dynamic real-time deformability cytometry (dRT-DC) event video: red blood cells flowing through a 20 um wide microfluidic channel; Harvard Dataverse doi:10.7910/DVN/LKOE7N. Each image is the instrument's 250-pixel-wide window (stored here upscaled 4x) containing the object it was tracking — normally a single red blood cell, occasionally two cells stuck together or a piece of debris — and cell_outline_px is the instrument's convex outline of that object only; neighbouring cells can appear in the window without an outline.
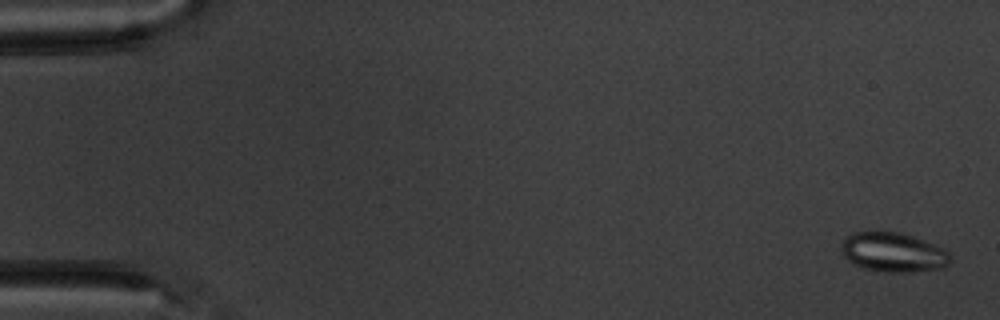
{"species": "common noctule bat (a hibernating species)", "species_latin": "Nyctalus noctula", "temperature_condition": "warm", "stored_images_in_passage": 5, "camera_frame_rate_fps": 3000, "um_per_image_px": 0.085, "animal": {"sex": "male", "body_mass_g": 20.1, "forearm_length_mm": 53.5}, "frame": {"image": 1, "passage_image": 1, "time_ms": 0.0, "image_size_px": [1000, 320], "cell_outline_px": [[952, 260], [944, 268], [908, 272], [884, 272], [864, 268], [848, 260], [844, 256], [840, 248], [844, 240], [852, 232], [900, 232], [912, 236], [944, 248], [952, 256]], "centroid_in_image_um": [75.96, 21.45], "position_along_channel_um": 9.0, "area_um2": 24.97}}